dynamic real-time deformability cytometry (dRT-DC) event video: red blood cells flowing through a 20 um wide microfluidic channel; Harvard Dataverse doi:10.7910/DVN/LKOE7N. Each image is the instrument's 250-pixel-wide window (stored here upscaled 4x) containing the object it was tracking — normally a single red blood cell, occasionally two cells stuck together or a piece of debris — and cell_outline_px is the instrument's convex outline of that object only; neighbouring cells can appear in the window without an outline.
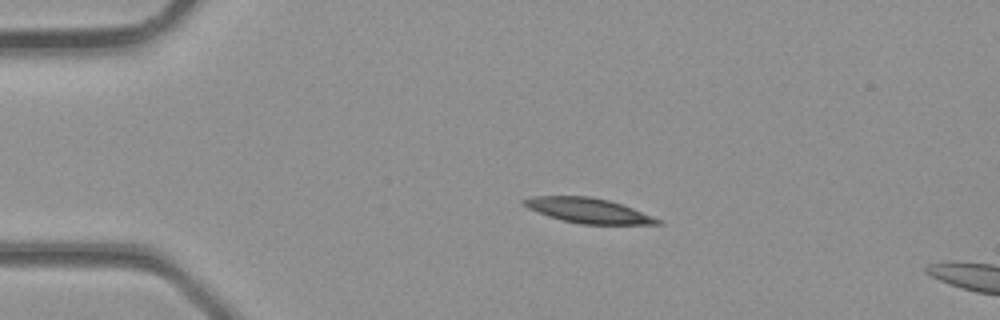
{"species": "common noctule bat (a hibernating species)", "species_latin": "Nyctalus noctula", "temperature_condition": "room temperature", "stored_images_in_passage": 4, "camera_frame_rate_fps": 3000, "um_per_image_px": 0.085, "animal": {"sex": "male", "body_mass_g": 23.1, "forearm_length_mm": 52.7}, "frame": {"image": 1, "passage_image": 3, "time_ms": 0.667, "image_size_px": [1000, 320], "cell_outline_px": [[664, 224], [580, 224], [548, 216], [528, 208], [520, 200], [532, 196], [588, 196], [608, 200], [632, 208], [664, 220]], "centroid_in_image_um": [50.02, 17.9], "position_along_channel_um": 35.0, "area_um2": 19.31}}